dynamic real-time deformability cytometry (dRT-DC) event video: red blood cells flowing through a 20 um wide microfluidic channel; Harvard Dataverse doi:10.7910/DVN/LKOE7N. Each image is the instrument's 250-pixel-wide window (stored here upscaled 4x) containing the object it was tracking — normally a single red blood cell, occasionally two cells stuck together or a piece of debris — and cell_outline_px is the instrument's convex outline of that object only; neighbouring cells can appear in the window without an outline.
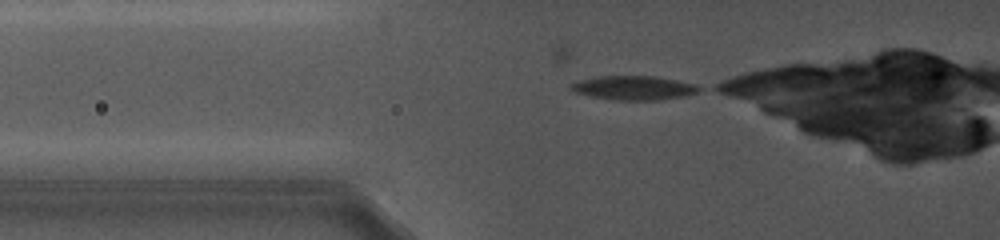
{"species": "common noctule bat (a hibernating species)", "species_latin": "Nyctalus noctula", "temperature_condition": "cold", "stored_images_in_passage": 9, "camera_frame_rate_fps": 5000, "um_per_image_px": 0.085, "animal": {"sex": "female", "body_mass_g": 19.0, "forearm_length_mm": 56.7}, "frame": {"image": 1, "passage_image": 9, "time_ms": 2.4, "image_size_px": [1000, 240], "cell_outline_px": [[704, 88], [696, 92], [684, 96], [656, 100], [616, 100], [592, 96], [576, 92], [568, 88], [568, 84], [580, 80], [596, 76], [656, 76], [696, 84]], "centroid_in_image_um": [53.86, 7.46], "position_along_channel_um": 71.9, "area_um2": 17.98}}